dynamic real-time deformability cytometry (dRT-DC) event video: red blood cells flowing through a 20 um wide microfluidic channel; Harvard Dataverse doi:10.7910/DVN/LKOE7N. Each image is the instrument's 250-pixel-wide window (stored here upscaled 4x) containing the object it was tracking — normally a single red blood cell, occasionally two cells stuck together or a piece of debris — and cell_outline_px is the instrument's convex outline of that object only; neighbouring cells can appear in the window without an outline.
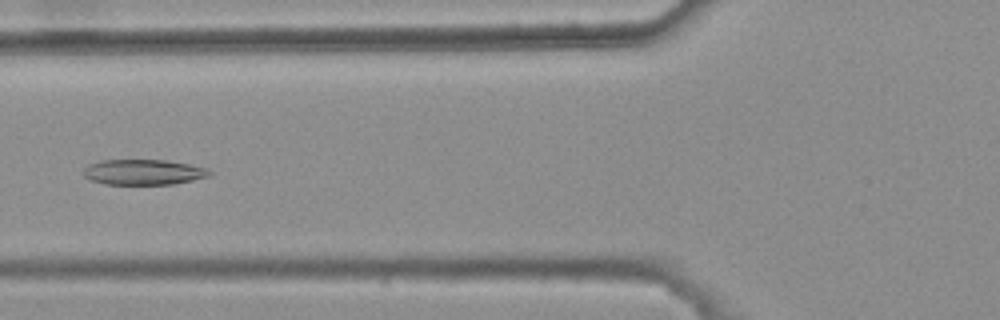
{"species": "common noctule bat (a hibernating species)", "species_latin": "Nyctalus noctula", "temperature_condition": "warm", "stored_images_in_passage": 7, "camera_frame_rate_fps": 3000, "um_per_image_px": 0.085, "animal": {"sex": "female", "body_mass_g": 25.1}, "frame": {"image": 1, "passage_image": 4, "time_ms": 1.0, "image_size_px": [1000, 320], "cell_outline_px": [[212, 176], [172, 184], [104, 184], [88, 180], [84, 176], [84, 168], [88, 164], [100, 160], [164, 160], [188, 164], [204, 168], [212, 172]], "centroid_in_image_um": [12.15, 14.63], "position_along_channel_um": 113.7, "area_um2": 18.67}}
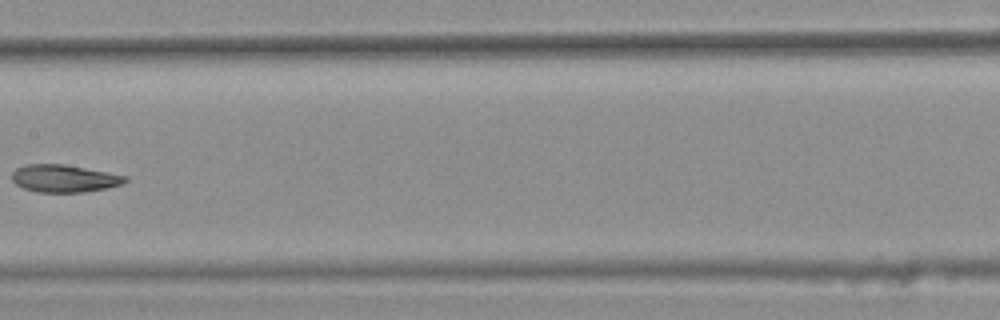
{"frame": {"image": 2, "passage_image": 6, "time_ms": 1.667, "image_size_px": [1000, 320], "cell_outline_px": [[128, 180], [120, 184], [108, 188], [84, 192], [36, 192], [24, 188], [16, 184], [12, 180], [12, 172], [16, 168], [24, 164], [64, 164], [108, 172], [128, 176]], "centroid_in_image_um": [5.44, 15.16], "position_along_channel_um": 202.0, "area_um2": 18.21}}
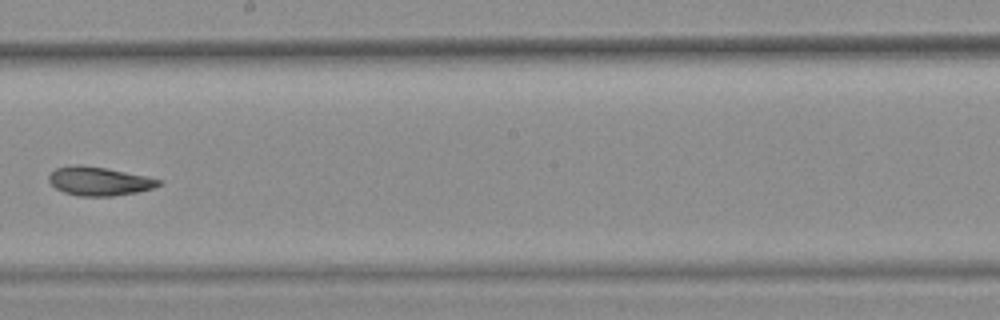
{"frame": {"image": 3, "passage_image": 7, "time_ms": 2.0, "image_size_px": [1000, 320], "cell_outline_px": [[164, 180], [160, 184], [152, 188], [136, 192], [112, 196], [80, 196], [64, 192], [56, 188], [48, 180], [48, 176], [56, 168], [76, 164], [80, 164], [104, 168]], "centroid_in_image_um": [8.4, 15.4], "position_along_channel_um": 239.8, "area_um2": 18.09}}